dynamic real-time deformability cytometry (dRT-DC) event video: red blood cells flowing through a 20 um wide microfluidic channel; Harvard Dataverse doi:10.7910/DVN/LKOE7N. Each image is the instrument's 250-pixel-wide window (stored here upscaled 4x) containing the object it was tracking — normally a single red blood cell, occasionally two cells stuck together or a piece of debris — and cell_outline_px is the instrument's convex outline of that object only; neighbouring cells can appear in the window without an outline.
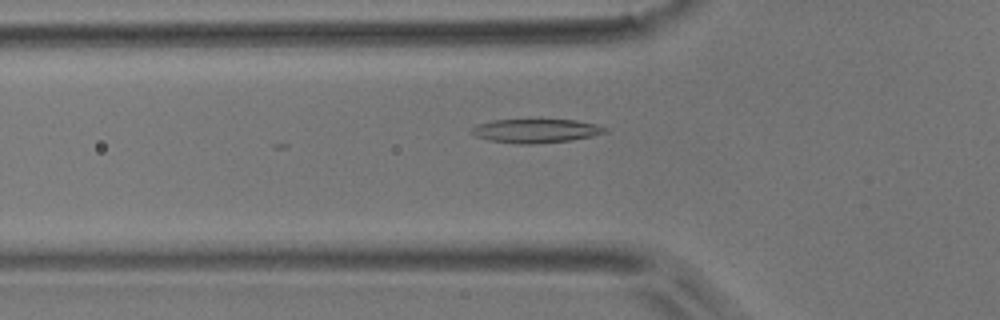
{"species": "common noctule bat (a hibernating species)", "species_latin": "Nyctalus noctula", "temperature_condition": "room temperature", "stored_images_in_passage": 11, "camera_frame_rate_fps": 3000, "um_per_image_px": 0.085, "animal": {"sex": "male", "body_mass_g": 17.9}, "frame": {"image": 1, "passage_image": 5, "time_ms": 1.333, "image_size_px": [1000, 320], "cell_outline_px": [[608, 132], [592, 136], [572, 140], [532, 144], [520, 144], [488, 140], [476, 136], [468, 132], [476, 124], [492, 120], [576, 120], [596, 124], [608, 128]], "centroid_in_image_um": [45.54, 11.12], "position_along_channel_um": 80.3, "area_um2": 18.61}}
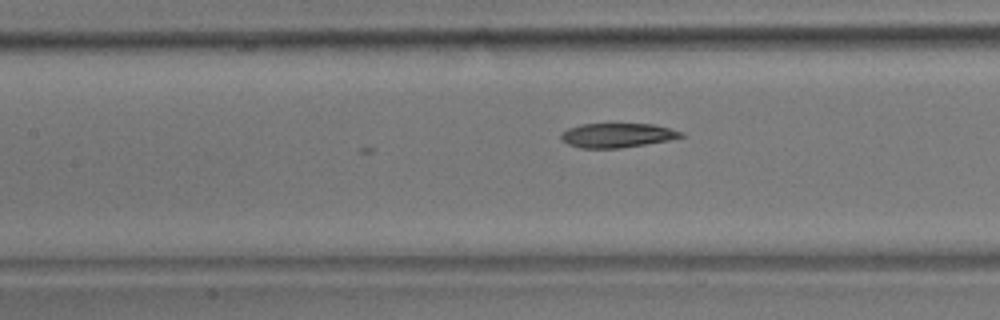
{"frame": {"image": 2, "passage_image": 11, "time_ms": 3.333, "image_size_px": [1000, 320], "cell_outline_px": [[684, 136], [668, 140], [620, 148], [580, 148], [568, 144], [560, 140], [560, 132], [568, 128], [580, 124], [652, 124], [684, 132]], "centroid_in_image_um": [52.4, 11.5], "position_along_channel_um": 155.0, "area_um2": 16.99}}